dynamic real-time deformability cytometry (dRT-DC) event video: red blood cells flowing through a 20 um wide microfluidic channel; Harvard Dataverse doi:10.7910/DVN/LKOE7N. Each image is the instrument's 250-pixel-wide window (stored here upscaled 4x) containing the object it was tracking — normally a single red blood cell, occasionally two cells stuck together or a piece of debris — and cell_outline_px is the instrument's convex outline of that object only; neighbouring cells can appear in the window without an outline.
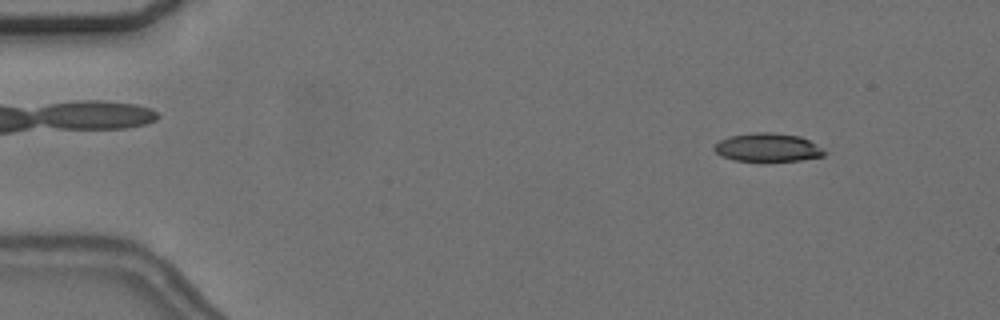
{"species": "common noctule bat (a hibernating species)", "species_latin": "Nyctalus noctula", "temperature_condition": "cold", "stored_images_in_passage": 11, "camera_frame_rate_fps": 3000, "um_per_image_px": 0.085, "animal": {"sex": "female", "body_mass_g": 24.6, "forearm_length_mm": 56.2}, "frame": {"image": 1, "passage_image": 6, "time_ms": 1.667, "image_size_px": [1000, 320], "cell_outline_px": [[828, 152], [824, 156], [800, 160], [732, 160], [720, 156], [712, 148], [720, 140], [728, 136], [752, 132], [772, 132], [800, 136], [816, 144]], "centroid_in_image_um": [65.24, 12.52], "position_along_channel_um": 19.8, "area_um2": 18.21}}